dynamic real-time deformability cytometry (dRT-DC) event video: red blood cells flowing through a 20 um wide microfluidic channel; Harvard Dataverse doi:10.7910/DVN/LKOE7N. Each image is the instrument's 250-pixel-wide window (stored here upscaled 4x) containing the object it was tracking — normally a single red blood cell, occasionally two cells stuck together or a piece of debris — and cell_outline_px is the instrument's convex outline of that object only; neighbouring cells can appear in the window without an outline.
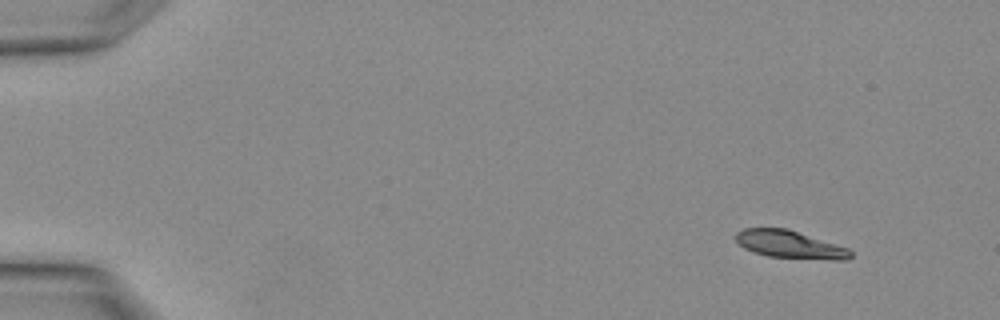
{"species": "Egyptian fruit bat (a non-hibernating species)", "species_latin": "Rousettus aegyptiacus", "temperature_condition": "warm", "stored_images_in_passage": 3, "camera_frame_rate_fps": 3000, "um_per_image_px": 0.085, "animal": {"sex": "female"}, "frame": {"image": 1, "passage_image": 3, "time_ms": 0.667, "image_size_px": [1000, 320], "cell_outline_px": [[852, 256], [848, 260], [832, 260], [768, 256], [744, 248], [736, 240], [736, 232], [744, 228], [788, 228], [848, 248], [852, 252]], "centroid_in_image_um": [67.17, 20.77], "position_along_channel_um": 17.8, "area_um2": 18.44}}